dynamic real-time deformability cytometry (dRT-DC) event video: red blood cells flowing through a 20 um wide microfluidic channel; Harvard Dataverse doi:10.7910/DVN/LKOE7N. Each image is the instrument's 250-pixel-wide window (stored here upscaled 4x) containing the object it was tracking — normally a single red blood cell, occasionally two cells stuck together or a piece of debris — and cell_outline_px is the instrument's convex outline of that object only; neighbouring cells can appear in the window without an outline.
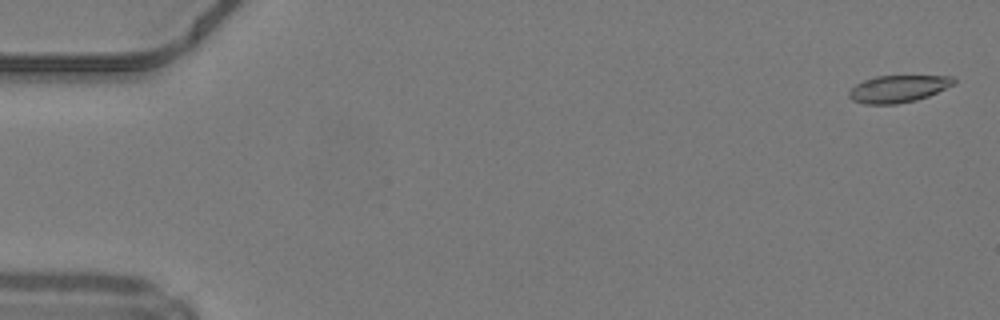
{"species": "common noctule bat (a hibernating species)", "species_latin": "Nyctalus noctula", "temperature_condition": "warm", "stored_images_in_passage": 50, "camera_frame_rate_fps": 3000, "um_per_image_px": 0.085, "animal": {"sex": "male", "body_mass_g": 19.2, "forearm_length_mm": 51.8}, "frame": {"image": 1, "passage_image": 2, "time_ms": 0.333, "image_size_px": [1000, 320], "cell_outline_px": [[956, 84], [928, 96], [916, 100], [896, 104], [864, 104], [852, 100], [848, 96], [848, 92], [856, 84], [864, 80], [876, 76], [952, 76], [956, 80]], "centroid_in_image_um": [76.35, 7.55], "position_along_channel_um": 8.6, "area_um2": 16.59}}
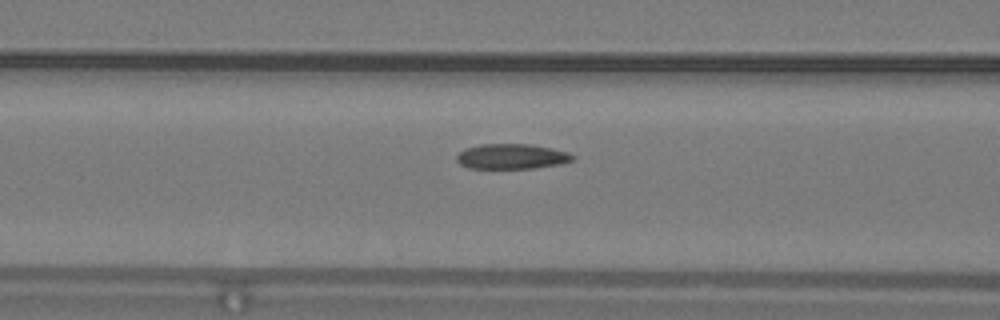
{"frame": {"image": 2, "passage_image": 21, "time_ms": 6.667, "image_size_px": [1000, 320], "cell_outline_px": [[576, 156], [572, 160], [560, 164], [532, 168], [468, 168], [460, 164], [456, 160], [456, 156], [464, 148], [480, 144], [532, 144], [552, 148], [568, 152]], "centroid_in_image_um": [43.48, 13.29], "position_along_channel_um": 123.1, "area_um2": 17.05}}
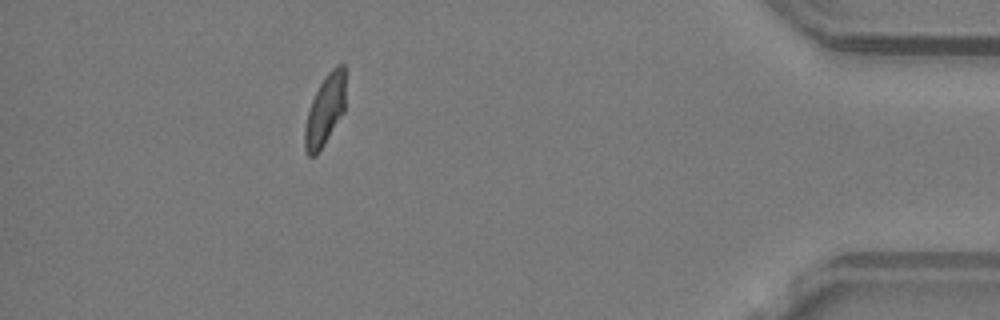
{"frame": {"image": 3, "passage_image": 45, "time_ms": 14.667, "image_size_px": [1000, 320], "cell_outline_px": [[344, 112], [324, 144], [316, 156], [308, 156], [304, 148], [304, 128], [308, 112], [312, 100], [324, 76], [336, 64], [344, 64]], "centroid_in_image_um": [27.61, 9.38], "position_along_channel_um": 407.6, "area_um2": 16.65}, "authors_computed_cell_mechanics": {"area_um2": 17.2533, "velocity_mm_per_s": 4.2123, "shape_relaxation_time_tau1_ms": 5.9069, "shape_relaxation_time_tau2_ms": 1.7368, "deformation_change_tau1": 0.1551, "deformation_change_tau2": 0.0824}}